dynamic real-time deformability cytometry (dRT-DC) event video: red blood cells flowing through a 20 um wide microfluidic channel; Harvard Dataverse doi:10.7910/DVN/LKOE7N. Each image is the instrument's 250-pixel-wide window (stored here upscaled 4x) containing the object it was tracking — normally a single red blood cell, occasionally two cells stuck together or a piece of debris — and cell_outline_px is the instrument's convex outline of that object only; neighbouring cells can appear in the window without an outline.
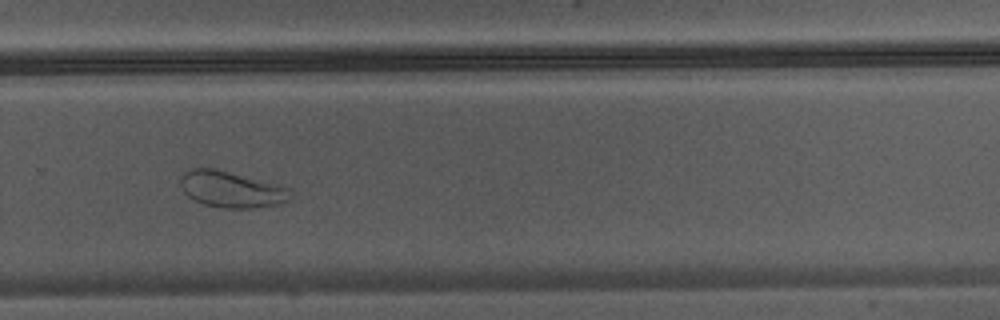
{"species": "Egyptian fruit bat (a non-hibernating species)", "species_latin": "Rousettus aegyptiacus", "temperature_condition": "warm", "stored_images_in_passage": 34, "camera_frame_rate_fps": 3000, "um_per_image_px": 0.085, "animal": {"sex": "male"}, "frame": {"image": 1, "passage_image": 20, "time_ms": 6.333, "image_size_px": [1000, 320], "cell_outline_px": [[292, 196], [288, 200], [280, 204], [252, 208], [224, 208], [204, 204], [188, 196], [184, 192], [180, 184], [180, 180], [184, 172], [192, 168], [216, 168], [292, 188]], "centroid_in_image_um": [19.7, 16.09], "position_along_channel_um": 310.1, "area_um2": 23.29}}
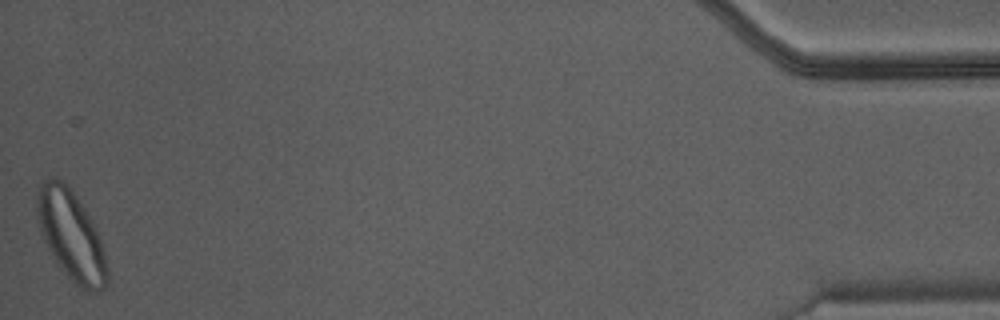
{"frame": {"image": 2, "passage_image": 34, "time_ms": 11.0, "image_size_px": [1000, 320], "cell_outline_px": [[108, 284], [100, 292], [88, 292], [76, 284], [64, 272], [48, 248], [44, 240], [40, 228], [36, 212], [36, 196], [40, 184], [48, 176], [56, 176], [72, 192], [84, 208], [100, 240], [108, 268]], "centroid_in_image_um": [6.03, 20.03], "position_along_channel_um": 429.2, "area_um2": 36.01}}